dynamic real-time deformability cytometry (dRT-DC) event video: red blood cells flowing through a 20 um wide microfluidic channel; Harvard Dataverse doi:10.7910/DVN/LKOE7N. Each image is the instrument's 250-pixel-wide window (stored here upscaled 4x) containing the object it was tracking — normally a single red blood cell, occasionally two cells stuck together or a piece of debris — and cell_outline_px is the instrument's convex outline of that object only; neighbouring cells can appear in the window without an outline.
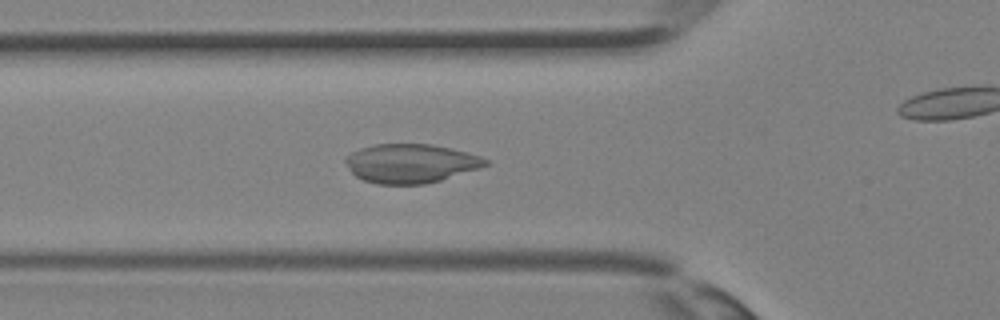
{"species": "Egyptian fruit bat (a non-hibernating species)", "species_latin": "Rousettus aegyptiacus", "temperature_condition": "room temperature", "stored_images_in_passage": 30, "camera_frame_rate_fps": 3000, "um_per_image_px": 0.085, "animal": {"sex": "female"}, "frame": {"image": 1, "passage_image": 13, "time_ms": 4.0, "image_size_px": [1000, 320], "cell_outline_px": [[488, 164], [480, 168], [440, 180], [424, 184], [376, 184], [364, 180], [356, 176], [348, 168], [344, 160], [344, 156], [360, 148], [376, 144], [432, 144], [452, 148], [480, 156], [488, 160]], "centroid_in_image_um": [34.89, 13.88], "position_along_channel_um": 90.9, "area_um2": 31.79}}
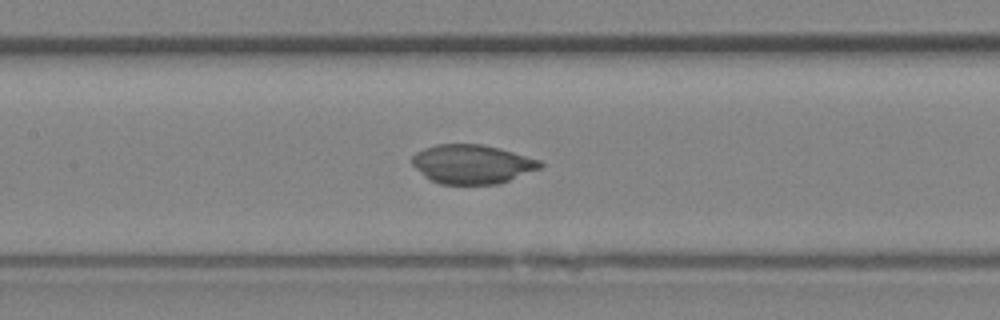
{"frame": {"image": 2, "passage_image": 17, "time_ms": 5.333, "image_size_px": [1000, 320], "cell_outline_px": [[544, 164], [540, 168], [508, 180], [496, 184], [440, 184], [424, 176], [412, 164], [412, 156], [416, 152], [424, 148], [436, 144], [484, 144], [500, 148], [540, 160]], "centroid_in_image_um": [40.11, 13.94], "position_along_channel_um": 167.3, "area_um2": 29.02}}
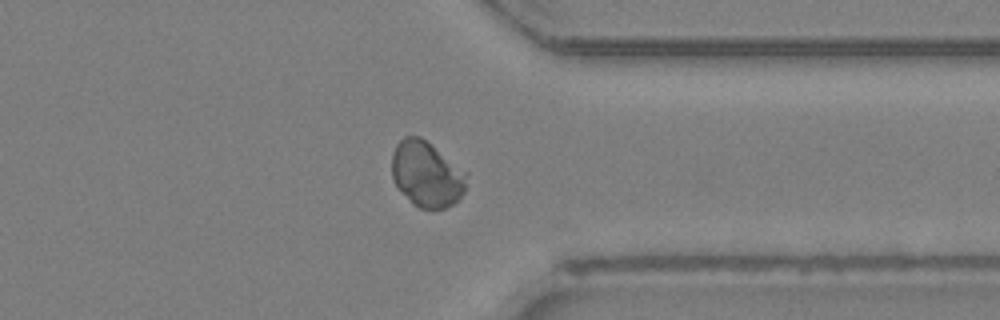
{"frame": {"image": 3, "passage_image": 28, "time_ms": 9.0, "image_size_px": [1000, 320], "cell_outline_px": [[468, 172], [464, 192], [452, 204], [444, 208], [432, 212], [420, 208], [412, 204], [396, 184], [392, 176], [392, 152], [396, 144], [404, 136], [420, 136]], "centroid_in_image_um": [36.27, 14.82], "position_along_channel_um": 375.1, "area_um2": 28.78}}